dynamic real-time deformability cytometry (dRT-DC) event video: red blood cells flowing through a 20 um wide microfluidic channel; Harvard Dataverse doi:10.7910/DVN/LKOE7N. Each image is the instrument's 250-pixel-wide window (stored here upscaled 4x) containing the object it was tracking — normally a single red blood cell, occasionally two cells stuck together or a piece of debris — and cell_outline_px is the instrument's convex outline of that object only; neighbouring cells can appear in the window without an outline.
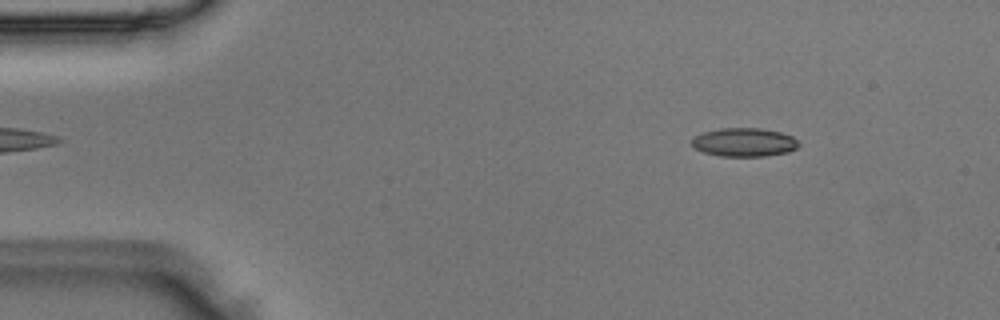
{"species": "Egyptian fruit bat (a non-hibernating species)", "species_latin": "Rousettus aegyptiacus", "temperature_condition": "room temperature", "stored_images_in_passage": 50, "camera_frame_rate_fps": 3000, "um_per_image_px": 0.085, "animal": {"sex": "male"}, "frame": {"image": 1, "passage_image": 7, "time_ms": 2.0, "image_size_px": [1000, 320], "cell_outline_px": [[800, 144], [796, 148], [788, 152], [764, 156], [720, 156], [704, 152], [696, 148], [692, 144], [692, 140], [696, 136], [704, 132], [720, 128], [760, 128], [780, 132], [792, 136]], "centroid_in_image_um": [63.28, 12.09], "position_along_channel_um": 21.7, "area_um2": 17.63}}
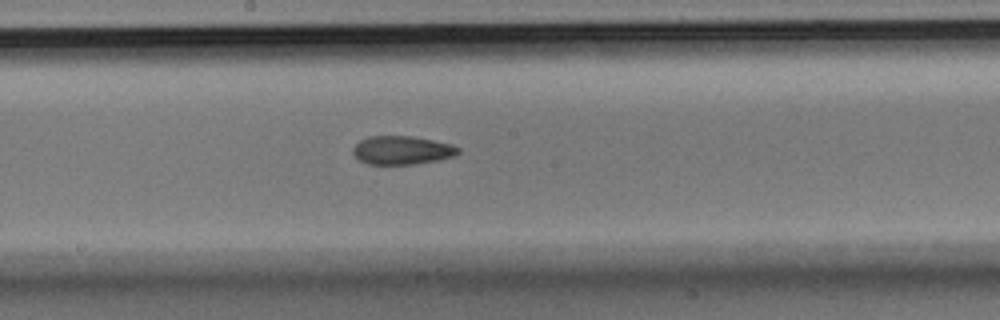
{"frame": {"image": 2, "passage_image": 27, "time_ms": 8.667, "image_size_px": [1000, 320], "cell_outline_px": [[460, 152], [452, 156], [436, 160], [416, 164], [368, 164], [360, 160], [352, 152], [352, 148], [360, 140], [372, 136], [412, 136], [452, 144], [460, 148]], "centroid_in_image_um": [34.16, 12.76], "position_along_channel_um": 214.0, "area_um2": 17.34}}
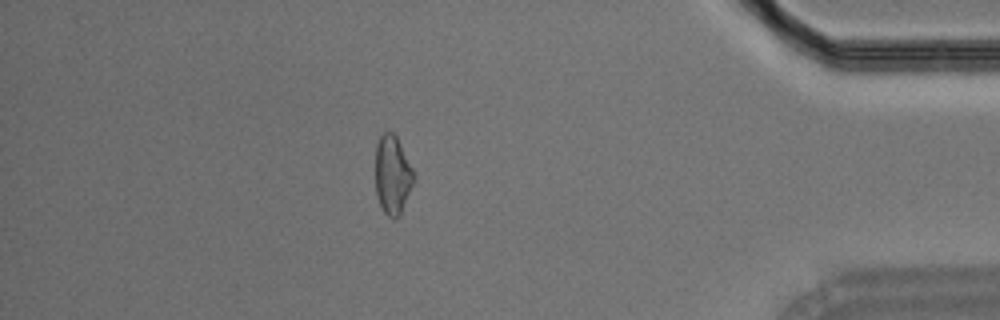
{"frame": {"image": 3, "passage_image": 44, "time_ms": 14.333, "image_size_px": [1000, 320], "cell_outline_px": [[412, 184], [400, 216], [396, 220], [392, 220], [384, 212], [380, 204], [376, 192], [376, 144], [380, 136], [384, 132], [392, 132], [396, 136], [412, 168]], "centroid_in_image_um": [33.34, 14.89], "position_along_channel_um": 401.9, "area_um2": 17.22}}